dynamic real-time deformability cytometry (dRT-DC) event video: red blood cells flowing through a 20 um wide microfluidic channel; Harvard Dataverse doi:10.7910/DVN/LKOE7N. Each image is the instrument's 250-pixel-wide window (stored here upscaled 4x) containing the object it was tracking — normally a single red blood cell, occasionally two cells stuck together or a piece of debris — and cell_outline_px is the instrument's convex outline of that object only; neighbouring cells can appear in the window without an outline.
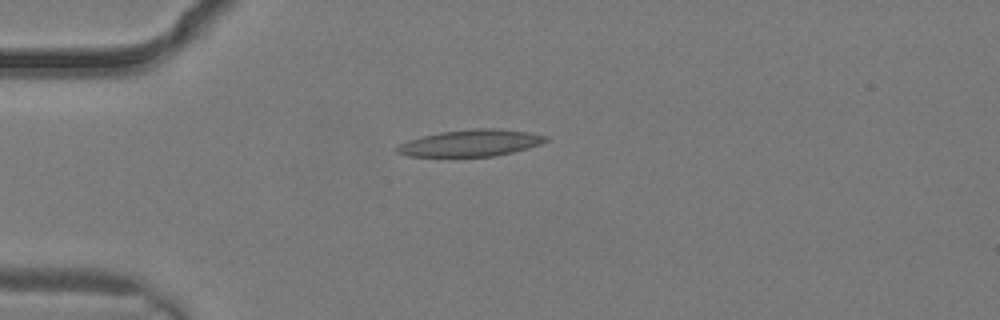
{"species": "common noctule bat (a hibernating species)", "species_latin": "Nyctalus noctula", "temperature_condition": "warm", "stored_images_in_passage": 1, "camera_frame_rate_fps": 3000, "um_per_image_px": 0.085, "animal": {"sex": "male", "body_mass_g": 19.2, "forearm_length_mm": 51.8}, "frame": {"image": 1, "passage_image": 1, "time_ms": 0.0, "image_size_px": [1000, 320], "cell_outline_px": [[548, 140], [540, 144], [528, 148], [512, 152], [492, 156], [408, 156], [396, 152], [396, 148], [400, 144], [408, 140], [440, 132], [472, 128], [496, 128], [528, 132], [548, 136]], "centroid_in_image_um": [40.03, 12.15], "position_along_channel_um": 45.0, "area_um2": 22.95}}